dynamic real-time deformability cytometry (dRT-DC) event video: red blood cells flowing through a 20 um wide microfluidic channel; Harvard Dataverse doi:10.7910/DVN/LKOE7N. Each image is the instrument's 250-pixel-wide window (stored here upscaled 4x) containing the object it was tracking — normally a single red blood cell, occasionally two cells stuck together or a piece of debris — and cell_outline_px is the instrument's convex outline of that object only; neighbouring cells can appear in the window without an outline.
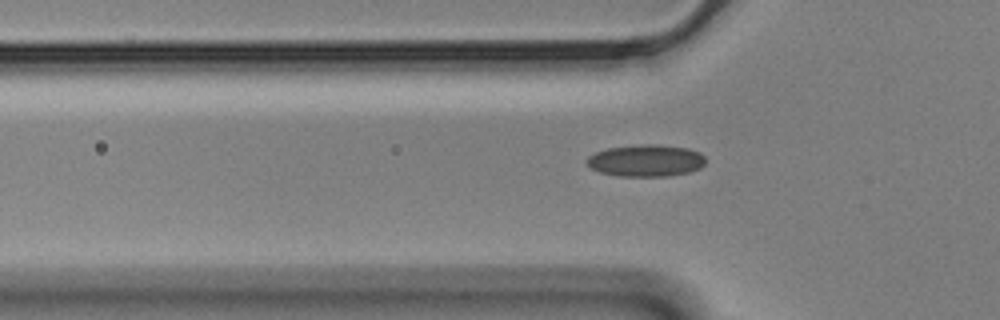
{"species": "Egyptian fruit bat (a non-hibernating species)", "species_latin": "Rousettus aegyptiacus", "temperature_condition": "cold", "stored_images_in_passage": 43, "camera_frame_rate_fps": 3000, "um_per_image_px": 0.085, "animal": {"sex": "male"}, "frame": {"image": 1, "passage_image": 8, "time_ms": 2.333, "image_size_px": [1000, 320], "cell_outline_px": [[704, 164], [700, 168], [688, 172], [668, 176], [620, 176], [600, 172], [592, 168], [584, 160], [588, 156], [596, 152], [608, 148], [640, 144], [656, 144], [688, 148], [700, 152], [704, 156]], "centroid_in_image_um": [54.9, 13.64], "position_along_channel_um": 70.9, "area_um2": 22.08}}
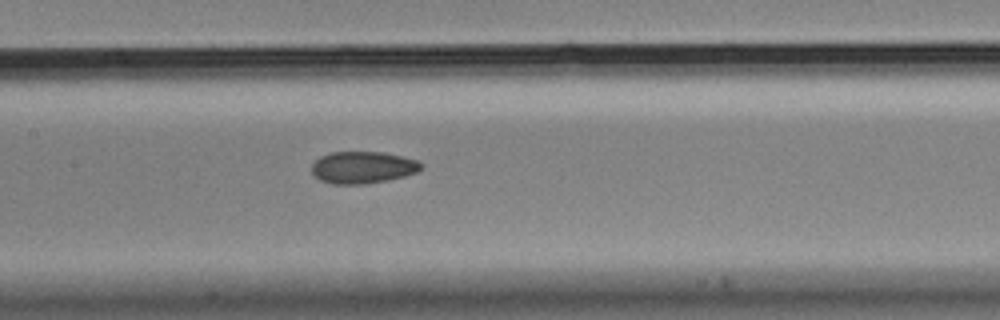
{"frame": {"image": 2, "passage_image": 17, "time_ms": 5.333, "image_size_px": [1000, 320], "cell_outline_px": [[424, 168], [416, 172], [404, 176], [388, 180], [364, 184], [332, 184], [320, 180], [312, 176], [312, 164], [320, 156], [332, 152], [384, 152], [416, 160], [424, 164]], "centroid_in_image_um": [30.82, 14.23], "position_along_channel_um": 176.6, "area_um2": 20.52}}
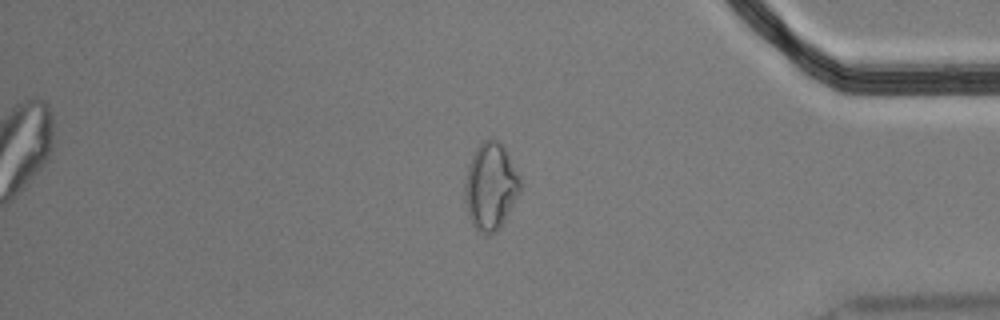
{"frame": {"image": 3, "passage_image": 38, "time_ms": 12.333, "image_size_px": [1000, 320], "cell_outline_px": [[520, 192], [500, 228], [496, 232], [488, 236], [484, 236], [472, 224], [468, 216], [464, 200], [464, 180], [468, 164], [476, 148], [484, 140], [496, 140], [504, 144], [520, 176]], "centroid_in_image_um": [41.69, 15.86], "position_along_channel_um": 393.5, "area_um2": 28.5}, "authors_computed_cell_mechanics": {"area_um2": 20.808, "velocity_mm_per_s": 3.4846, "shape_relaxation_time_tau1_ms": 7.5859, "shape_relaxation_time_tau2_ms": 3.3488, "deformation_change_tau1": 0.1297, "deformation_change_tau2": 0.0742}}